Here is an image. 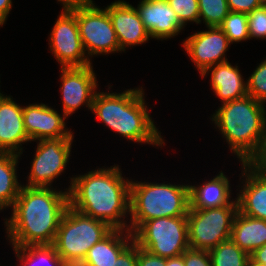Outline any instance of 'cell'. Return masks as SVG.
Wrapping results in <instances>:
<instances>
[{
    "label": "cell",
    "mask_w": 266,
    "mask_h": 266,
    "mask_svg": "<svg viewBox=\"0 0 266 266\" xmlns=\"http://www.w3.org/2000/svg\"><path fill=\"white\" fill-rule=\"evenodd\" d=\"M136 10L151 38L171 39L184 29L167 0H142Z\"/></svg>",
    "instance_id": "2e32d148"
},
{
    "label": "cell",
    "mask_w": 266,
    "mask_h": 266,
    "mask_svg": "<svg viewBox=\"0 0 266 266\" xmlns=\"http://www.w3.org/2000/svg\"><path fill=\"white\" fill-rule=\"evenodd\" d=\"M105 9L108 11L114 27L120 45V53L125 52L126 47L141 45L149 40L150 35L136 8L129 2L118 0L112 2Z\"/></svg>",
    "instance_id": "9a60e30c"
},
{
    "label": "cell",
    "mask_w": 266,
    "mask_h": 266,
    "mask_svg": "<svg viewBox=\"0 0 266 266\" xmlns=\"http://www.w3.org/2000/svg\"><path fill=\"white\" fill-rule=\"evenodd\" d=\"M72 137L43 139L37 141L30 174L26 187L52 188L53 180L58 179L67 167L72 148Z\"/></svg>",
    "instance_id": "30bf717a"
},
{
    "label": "cell",
    "mask_w": 266,
    "mask_h": 266,
    "mask_svg": "<svg viewBox=\"0 0 266 266\" xmlns=\"http://www.w3.org/2000/svg\"><path fill=\"white\" fill-rule=\"evenodd\" d=\"M209 71L210 86L222 104L248 95L247 81H244L237 65L234 67L229 61L215 64L207 68L201 76L204 78Z\"/></svg>",
    "instance_id": "d6986e66"
},
{
    "label": "cell",
    "mask_w": 266,
    "mask_h": 266,
    "mask_svg": "<svg viewBox=\"0 0 266 266\" xmlns=\"http://www.w3.org/2000/svg\"><path fill=\"white\" fill-rule=\"evenodd\" d=\"M137 266H166V258L154 255L137 245Z\"/></svg>",
    "instance_id": "d6a6232c"
},
{
    "label": "cell",
    "mask_w": 266,
    "mask_h": 266,
    "mask_svg": "<svg viewBox=\"0 0 266 266\" xmlns=\"http://www.w3.org/2000/svg\"><path fill=\"white\" fill-rule=\"evenodd\" d=\"M68 207V191L23 185L10 218L4 219L11 247L53 245Z\"/></svg>",
    "instance_id": "6da1fadb"
},
{
    "label": "cell",
    "mask_w": 266,
    "mask_h": 266,
    "mask_svg": "<svg viewBox=\"0 0 266 266\" xmlns=\"http://www.w3.org/2000/svg\"><path fill=\"white\" fill-rule=\"evenodd\" d=\"M219 28L225 33L231 44L250 40L248 16L245 13L230 11Z\"/></svg>",
    "instance_id": "4316f807"
},
{
    "label": "cell",
    "mask_w": 266,
    "mask_h": 266,
    "mask_svg": "<svg viewBox=\"0 0 266 266\" xmlns=\"http://www.w3.org/2000/svg\"><path fill=\"white\" fill-rule=\"evenodd\" d=\"M250 261L253 264L266 266V244L250 254Z\"/></svg>",
    "instance_id": "8d00e7d4"
},
{
    "label": "cell",
    "mask_w": 266,
    "mask_h": 266,
    "mask_svg": "<svg viewBox=\"0 0 266 266\" xmlns=\"http://www.w3.org/2000/svg\"><path fill=\"white\" fill-rule=\"evenodd\" d=\"M133 242V235L129 230L113 229L88 250L78 266H116L117 258Z\"/></svg>",
    "instance_id": "44dd1931"
},
{
    "label": "cell",
    "mask_w": 266,
    "mask_h": 266,
    "mask_svg": "<svg viewBox=\"0 0 266 266\" xmlns=\"http://www.w3.org/2000/svg\"><path fill=\"white\" fill-rule=\"evenodd\" d=\"M144 97L142 87L122 93L97 91L91 111L106 127L123 138L162 147L165 142L149 114Z\"/></svg>",
    "instance_id": "3957f363"
},
{
    "label": "cell",
    "mask_w": 266,
    "mask_h": 266,
    "mask_svg": "<svg viewBox=\"0 0 266 266\" xmlns=\"http://www.w3.org/2000/svg\"><path fill=\"white\" fill-rule=\"evenodd\" d=\"M112 230L106 222L83 215L69 206L60 221L53 246L68 266H78L88 250Z\"/></svg>",
    "instance_id": "8992f818"
},
{
    "label": "cell",
    "mask_w": 266,
    "mask_h": 266,
    "mask_svg": "<svg viewBox=\"0 0 266 266\" xmlns=\"http://www.w3.org/2000/svg\"><path fill=\"white\" fill-rule=\"evenodd\" d=\"M12 9V0H0V27H2Z\"/></svg>",
    "instance_id": "74e56055"
},
{
    "label": "cell",
    "mask_w": 266,
    "mask_h": 266,
    "mask_svg": "<svg viewBox=\"0 0 266 266\" xmlns=\"http://www.w3.org/2000/svg\"><path fill=\"white\" fill-rule=\"evenodd\" d=\"M70 180L65 190L72 209L113 229L129 230L125 218L130 215L131 179L123 178L119 165L91 170Z\"/></svg>",
    "instance_id": "7a4b0ae2"
},
{
    "label": "cell",
    "mask_w": 266,
    "mask_h": 266,
    "mask_svg": "<svg viewBox=\"0 0 266 266\" xmlns=\"http://www.w3.org/2000/svg\"><path fill=\"white\" fill-rule=\"evenodd\" d=\"M141 248L162 258L182 255L188 248L187 217H160L143 222L133 233Z\"/></svg>",
    "instance_id": "52a82bcc"
},
{
    "label": "cell",
    "mask_w": 266,
    "mask_h": 266,
    "mask_svg": "<svg viewBox=\"0 0 266 266\" xmlns=\"http://www.w3.org/2000/svg\"><path fill=\"white\" fill-rule=\"evenodd\" d=\"M212 266H248L250 255L231 239L208 251Z\"/></svg>",
    "instance_id": "d4e9b609"
},
{
    "label": "cell",
    "mask_w": 266,
    "mask_h": 266,
    "mask_svg": "<svg viewBox=\"0 0 266 266\" xmlns=\"http://www.w3.org/2000/svg\"><path fill=\"white\" fill-rule=\"evenodd\" d=\"M77 19L80 38L89 57L120 52V45L108 11L95 3L71 10Z\"/></svg>",
    "instance_id": "9c48e42d"
},
{
    "label": "cell",
    "mask_w": 266,
    "mask_h": 266,
    "mask_svg": "<svg viewBox=\"0 0 266 266\" xmlns=\"http://www.w3.org/2000/svg\"><path fill=\"white\" fill-rule=\"evenodd\" d=\"M61 69L62 113L67 117L75 113L82 105L92 110L93 98L97 92V78L92 64L86 67Z\"/></svg>",
    "instance_id": "7c38bea8"
},
{
    "label": "cell",
    "mask_w": 266,
    "mask_h": 266,
    "mask_svg": "<svg viewBox=\"0 0 266 266\" xmlns=\"http://www.w3.org/2000/svg\"><path fill=\"white\" fill-rule=\"evenodd\" d=\"M242 164L243 186L237 193L238 211L248 217L266 220V172Z\"/></svg>",
    "instance_id": "ac0fdd59"
},
{
    "label": "cell",
    "mask_w": 266,
    "mask_h": 266,
    "mask_svg": "<svg viewBox=\"0 0 266 266\" xmlns=\"http://www.w3.org/2000/svg\"><path fill=\"white\" fill-rule=\"evenodd\" d=\"M248 266H263V265H257V264H253L251 261H249Z\"/></svg>",
    "instance_id": "ab89813d"
},
{
    "label": "cell",
    "mask_w": 266,
    "mask_h": 266,
    "mask_svg": "<svg viewBox=\"0 0 266 266\" xmlns=\"http://www.w3.org/2000/svg\"><path fill=\"white\" fill-rule=\"evenodd\" d=\"M247 80V93L255 100L266 103V59L263 60Z\"/></svg>",
    "instance_id": "83f0119b"
},
{
    "label": "cell",
    "mask_w": 266,
    "mask_h": 266,
    "mask_svg": "<svg viewBox=\"0 0 266 266\" xmlns=\"http://www.w3.org/2000/svg\"><path fill=\"white\" fill-rule=\"evenodd\" d=\"M182 256L185 266H212L208 251L188 248Z\"/></svg>",
    "instance_id": "4dcf8cb0"
},
{
    "label": "cell",
    "mask_w": 266,
    "mask_h": 266,
    "mask_svg": "<svg viewBox=\"0 0 266 266\" xmlns=\"http://www.w3.org/2000/svg\"><path fill=\"white\" fill-rule=\"evenodd\" d=\"M212 180L201 185H189V209L221 208L227 205H238L237 200H231V187L228 177L223 171Z\"/></svg>",
    "instance_id": "ffe728a7"
},
{
    "label": "cell",
    "mask_w": 266,
    "mask_h": 266,
    "mask_svg": "<svg viewBox=\"0 0 266 266\" xmlns=\"http://www.w3.org/2000/svg\"><path fill=\"white\" fill-rule=\"evenodd\" d=\"M62 4L63 10L71 11L73 9L91 5L93 0H57Z\"/></svg>",
    "instance_id": "d590c367"
},
{
    "label": "cell",
    "mask_w": 266,
    "mask_h": 266,
    "mask_svg": "<svg viewBox=\"0 0 266 266\" xmlns=\"http://www.w3.org/2000/svg\"><path fill=\"white\" fill-rule=\"evenodd\" d=\"M57 17L49 35V48L61 68L91 65L80 38L76 15L62 10Z\"/></svg>",
    "instance_id": "8fae6325"
},
{
    "label": "cell",
    "mask_w": 266,
    "mask_h": 266,
    "mask_svg": "<svg viewBox=\"0 0 266 266\" xmlns=\"http://www.w3.org/2000/svg\"><path fill=\"white\" fill-rule=\"evenodd\" d=\"M179 21L185 27L188 22L199 24L198 0H167Z\"/></svg>",
    "instance_id": "f1b7e54d"
},
{
    "label": "cell",
    "mask_w": 266,
    "mask_h": 266,
    "mask_svg": "<svg viewBox=\"0 0 266 266\" xmlns=\"http://www.w3.org/2000/svg\"><path fill=\"white\" fill-rule=\"evenodd\" d=\"M238 205L221 208L189 209L187 213L189 248L210 251L230 239Z\"/></svg>",
    "instance_id": "ba28073f"
},
{
    "label": "cell",
    "mask_w": 266,
    "mask_h": 266,
    "mask_svg": "<svg viewBox=\"0 0 266 266\" xmlns=\"http://www.w3.org/2000/svg\"><path fill=\"white\" fill-rule=\"evenodd\" d=\"M227 3L230 11L249 14L266 3V0H227Z\"/></svg>",
    "instance_id": "836d02e7"
},
{
    "label": "cell",
    "mask_w": 266,
    "mask_h": 266,
    "mask_svg": "<svg viewBox=\"0 0 266 266\" xmlns=\"http://www.w3.org/2000/svg\"><path fill=\"white\" fill-rule=\"evenodd\" d=\"M189 185L131 180L129 231L143 222L160 217H187Z\"/></svg>",
    "instance_id": "5b68a950"
},
{
    "label": "cell",
    "mask_w": 266,
    "mask_h": 266,
    "mask_svg": "<svg viewBox=\"0 0 266 266\" xmlns=\"http://www.w3.org/2000/svg\"><path fill=\"white\" fill-rule=\"evenodd\" d=\"M230 239L249 255L266 244V220L236 213Z\"/></svg>",
    "instance_id": "7402d4cb"
},
{
    "label": "cell",
    "mask_w": 266,
    "mask_h": 266,
    "mask_svg": "<svg viewBox=\"0 0 266 266\" xmlns=\"http://www.w3.org/2000/svg\"><path fill=\"white\" fill-rule=\"evenodd\" d=\"M20 266H68L56 253L53 245L13 247Z\"/></svg>",
    "instance_id": "cb8c5ba5"
},
{
    "label": "cell",
    "mask_w": 266,
    "mask_h": 266,
    "mask_svg": "<svg viewBox=\"0 0 266 266\" xmlns=\"http://www.w3.org/2000/svg\"><path fill=\"white\" fill-rule=\"evenodd\" d=\"M247 164L255 170L266 172V120L259 148Z\"/></svg>",
    "instance_id": "1f68e13d"
},
{
    "label": "cell",
    "mask_w": 266,
    "mask_h": 266,
    "mask_svg": "<svg viewBox=\"0 0 266 266\" xmlns=\"http://www.w3.org/2000/svg\"><path fill=\"white\" fill-rule=\"evenodd\" d=\"M116 266H137V244L133 242L118 258Z\"/></svg>",
    "instance_id": "e575fe53"
},
{
    "label": "cell",
    "mask_w": 266,
    "mask_h": 266,
    "mask_svg": "<svg viewBox=\"0 0 266 266\" xmlns=\"http://www.w3.org/2000/svg\"><path fill=\"white\" fill-rule=\"evenodd\" d=\"M265 104L247 95L221 104L211 119L240 162L247 163L261 143Z\"/></svg>",
    "instance_id": "277c9868"
},
{
    "label": "cell",
    "mask_w": 266,
    "mask_h": 266,
    "mask_svg": "<svg viewBox=\"0 0 266 266\" xmlns=\"http://www.w3.org/2000/svg\"><path fill=\"white\" fill-rule=\"evenodd\" d=\"M248 16L249 38L266 39V3L253 9Z\"/></svg>",
    "instance_id": "f546056e"
},
{
    "label": "cell",
    "mask_w": 266,
    "mask_h": 266,
    "mask_svg": "<svg viewBox=\"0 0 266 266\" xmlns=\"http://www.w3.org/2000/svg\"><path fill=\"white\" fill-rule=\"evenodd\" d=\"M23 121V106L11 96L0 94V152L23 154L22 144L29 142Z\"/></svg>",
    "instance_id": "e0dca14e"
},
{
    "label": "cell",
    "mask_w": 266,
    "mask_h": 266,
    "mask_svg": "<svg viewBox=\"0 0 266 266\" xmlns=\"http://www.w3.org/2000/svg\"><path fill=\"white\" fill-rule=\"evenodd\" d=\"M19 157L18 154L0 152V211L13 207L23 186L16 173Z\"/></svg>",
    "instance_id": "603a6c76"
},
{
    "label": "cell",
    "mask_w": 266,
    "mask_h": 266,
    "mask_svg": "<svg viewBox=\"0 0 266 266\" xmlns=\"http://www.w3.org/2000/svg\"><path fill=\"white\" fill-rule=\"evenodd\" d=\"M206 31L191 34L183 42V48L200 72L209 67L227 62L226 51L230 41L219 27H207Z\"/></svg>",
    "instance_id": "4fadbf2b"
},
{
    "label": "cell",
    "mask_w": 266,
    "mask_h": 266,
    "mask_svg": "<svg viewBox=\"0 0 266 266\" xmlns=\"http://www.w3.org/2000/svg\"><path fill=\"white\" fill-rule=\"evenodd\" d=\"M67 118L64 113L61 115L44 103L23 106L24 127L30 142L72 137L73 132L66 128Z\"/></svg>",
    "instance_id": "5bb4252c"
},
{
    "label": "cell",
    "mask_w": 266,
    "mask_h": 266,
    "mask_svg": "<svg viewBox=\"0 0 266 266\" xmlns=\"http://www.w3.org/2000/svg\"><path fill=\"white\" fill-rule=\"evenodd\" d=\"M166 266H185L183 256L179 255L172 258H166Z\"/></svg>",
    "instance_id": "f35d334b"
},
{
    "label": "cell",
    "mask_w": 266,
    "mask_h": 266,
    "mask_svg": "<svg viewBox=\"0 0 266 266\" xmlns=\"http://www.w3.org/2000/svg\"><path fill=\"white\" fill-rule=\"evenodd\" d=\"M199 24L206 27H219L230 13L227 0H198Z\"/></svg>",
    "instance_id": "484cf974"
}]
</instances>
